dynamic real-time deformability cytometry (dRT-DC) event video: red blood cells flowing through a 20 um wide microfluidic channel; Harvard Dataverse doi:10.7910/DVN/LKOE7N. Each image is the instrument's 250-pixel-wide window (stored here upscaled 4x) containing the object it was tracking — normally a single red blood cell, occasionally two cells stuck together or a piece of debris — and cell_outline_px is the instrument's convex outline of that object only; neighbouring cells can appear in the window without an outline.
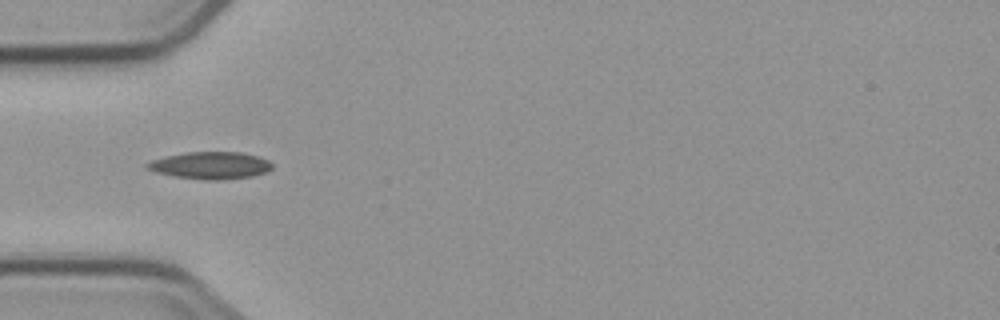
{"species": "common noctule bat (a hibernating species)", "species_latin": "Nyctalus noctula", "temperature_condition": "cold", "stored_images_in_passage": 8, "camera_frame_rate_fps": 3000, "um_per_image_px": 0.085, "animal": {"sex": "male", "body_mass_g": 23.1, "forearm_length_mm": 52.7}, "frame": {"image": 1, "passage_image": 3, "time_ms": 3.333, "image_size_px": [1000, 320], "cell_outline_px": [[272, 168], [268, 172], [252, 176], [224, 180], [204, 180], [172, 176], [156, 172], [144, 168], [144, 164], [152, 160], [164, 156], [188, 152], [240, 152], [260, 156], [268, 160], [272, 164]], "centroid_in_image_um": [17.88, 14.06], "position_along_channel_um": 67.1, "area_um2": 20.11}}
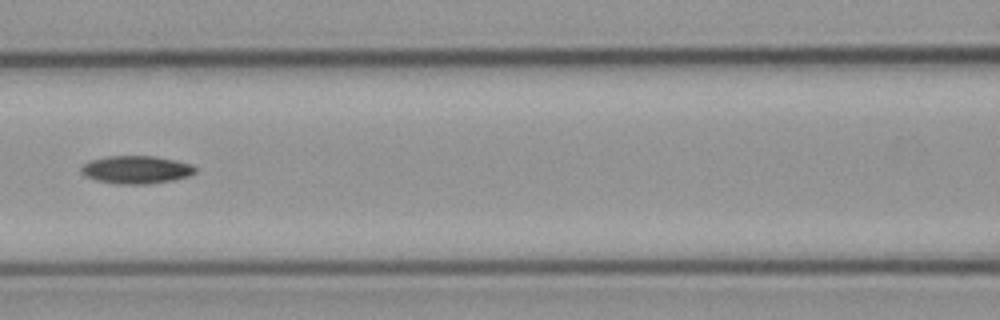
{"frame": {"image": 2, "passage_image": 5, "time_ms": 5.667, "image_size_px": [1000, 320], "cell_outline_px": [[196, 172], [188, 176], [172, 180], [148, 184], [116, 184], [96, 180], [84, 176], [80, 172], [80, 168], [88, 160], [108, 156], [156, 156], [176, 160], [192, 164], [196, 168]], "centroid_in_image_um": [11.56, 14.42], "position_along_channel_um": 155.0, "area_um2": 18.73}}
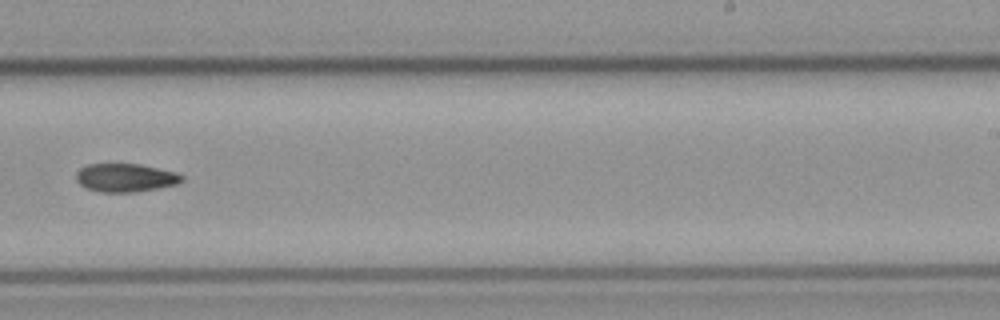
{"frame": {"image": 3, "passage_image": 8, "time_ms": 9.0, "image_size_px": [1000, 320], "cell_outline_px": [[184, 180], [176, 184], [136, 192], [100, 192], [88, 188], [80, 184], [76, 180], [76, 172], [80, 168], [88, 164], [140, 164], [176, 172], [184, 176]], "centroid_in_image_um": [10.66, 15.1], "position_along_channel_um": 278.3, "area_um2": 17.4}}